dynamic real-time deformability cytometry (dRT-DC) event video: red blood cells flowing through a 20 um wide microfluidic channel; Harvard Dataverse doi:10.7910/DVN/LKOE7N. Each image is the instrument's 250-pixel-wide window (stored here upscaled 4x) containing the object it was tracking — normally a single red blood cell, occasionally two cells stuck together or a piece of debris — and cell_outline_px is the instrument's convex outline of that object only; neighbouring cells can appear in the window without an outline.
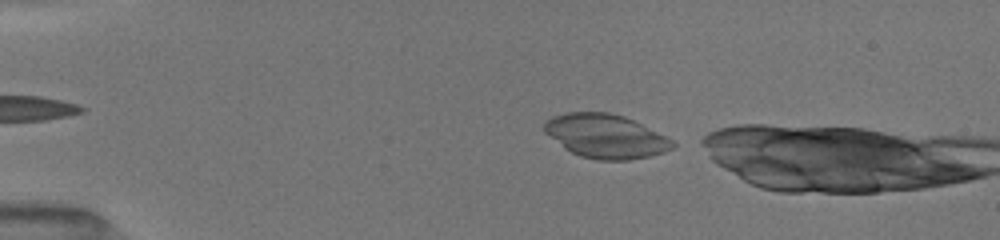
{"species": "common noctule bat (a hibernating species)", "species_latin": "Nyctalus noctula", "temperature_condition": "room temperature", "stored_images_in_passage": 8, "camera_frame_rate_fps": 3000, "um_per_image_px": 0.085, "animal": {"sex": "female", "body_mass_g": 19.5, "forearm_length_mm": 54.1}, "frame": {"image": 1, "passage_image": 4, "time_ms": 0.667, "image_size_px": [1000, 240], "cell_outline_px": [[672, 144], [668, 148], [660, 152], [648, 156], [628, 160], [596, 160], [580, 156], [564, 148], [544, 128], [544, 124], [548, 120], [556, 116], [572, 112], [608, 112], [624, 116], [664, 136]], "centroid_in_image_um": [51.43, 11.58], "position_along_channel_um": 33.6, "area_um2": 31.5}}